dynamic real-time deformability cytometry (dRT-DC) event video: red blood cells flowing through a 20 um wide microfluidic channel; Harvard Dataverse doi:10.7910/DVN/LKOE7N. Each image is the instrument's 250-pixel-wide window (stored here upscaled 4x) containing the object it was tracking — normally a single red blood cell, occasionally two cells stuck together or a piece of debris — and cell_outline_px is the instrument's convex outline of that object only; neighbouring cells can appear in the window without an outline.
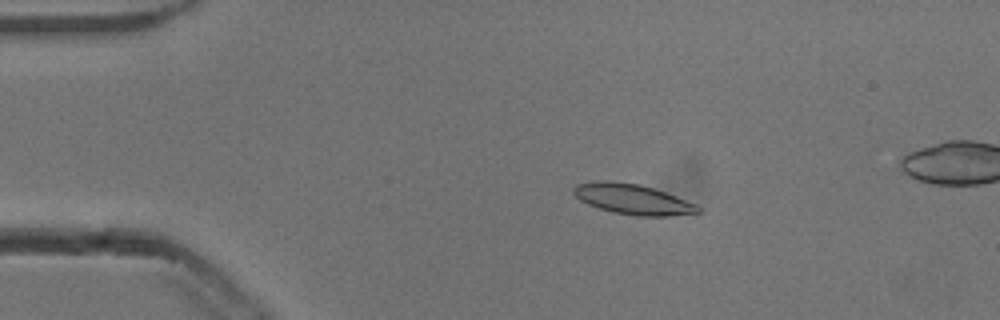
{"species": "common noctule bat (a hibernating species)", "species_latin": "Nyctalus noctula", "temperature_condition": "cold", "stored_images_in_passage": 18, "camera_frame_rate_fps": 3000, "um_per_image_px": 0.085, "animal": {"sex": "male", "body_mass_g": 13.3}, "frame": {"image": 1, "passage_image": 11, "time_ms": 3.333, "image_size_px": [1000, 320], "cell_outline_px": [[700, 212], [668, 216], [636, 216], [612, 212], [588, 204], [580, 200], [572, 192], [572, 188], [576, 184], [596, 180], [608, 180], [640, 184], [664, 192], [696, 204], [700, 208]], "centroid_in_image_um": [53.72, 16.92], "position_along_channel_um": 31.3, "area_um2": 21.91}}